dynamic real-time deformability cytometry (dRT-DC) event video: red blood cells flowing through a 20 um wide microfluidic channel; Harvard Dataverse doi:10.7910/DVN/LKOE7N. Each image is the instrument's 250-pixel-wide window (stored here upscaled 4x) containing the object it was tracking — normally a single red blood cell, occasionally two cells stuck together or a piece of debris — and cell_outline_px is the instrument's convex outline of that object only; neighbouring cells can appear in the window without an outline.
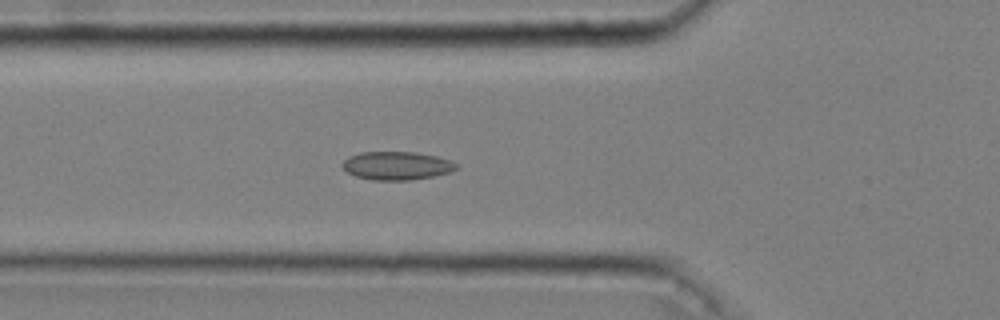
{"species": "common noctule bat (a hibernating species)", "species_latin": "Nyctalus noctula", "temperature_condition": "cold", "stored_images_in_passage": 49, "camera_frame_rate_fps": 3000, "um_per_image_px": 0.085, "animal": {"sex": "male", "body_mass_g": 20.4}, "frame": {"image": 1, "passage_image": 19, "time_ms": 6.0, "image_size_px": [1000, 320], "cell_outline_px": [[456, 168], [448, 172], [432, 176], [408, 180], [372, 180], [356, 176], [348, 172], [340, 164], [348, 156], [360, 152], [416, 152], [436, 156], [448, 160], [456, 164]], "centroid_in_image_um": [33.66, 14.07], "position_along_channel_um": 92.1, "area_um2": 18.55}}
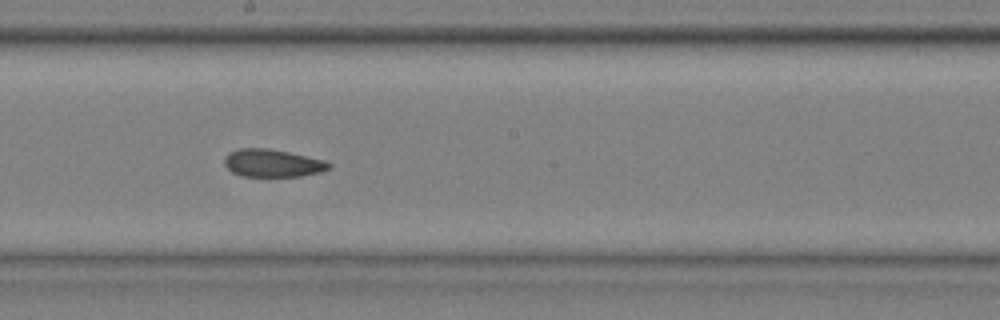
{"frame": {"image": 2, "passage_image": 30, "time_ms": 9.667, "image_size_px": [1000, 320], "cell_outline_px": [[332, 168], [320, 172], [300, 176], [240, 176], [232, 172], [224, 164], [224, 156], [228, 152], [240, 148], [268, 148], [288, 152], [324, 160], [332, 164]], "centroid_in_image_um": [23.15, 13.86], "position_along_channel_um": 225.1, "area_um2": 16.94}}
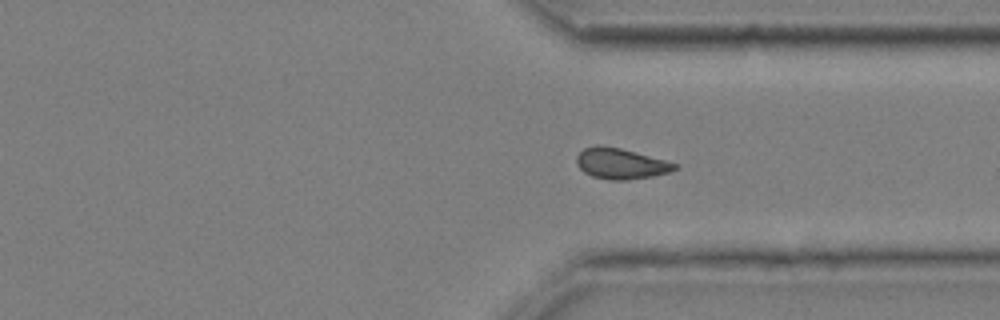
{"frame": {"image": 3, "passage_image": 41, "time_ms": 13.333, "image_size_px": [1000, 320], "cell_outline_px": [[680, 168], [668, 172], [652, 176], [628, 180], [608, 180], [592, 176], [584, 172], [576, 164], [576, 156], [584, 148], [596, 144], [600, 144], [620, 148], [680, 164]], "centroid_in_image_um": [52.76, 13.9], "position_along_channel_um": 358.6, "area_um2": 17.74}}